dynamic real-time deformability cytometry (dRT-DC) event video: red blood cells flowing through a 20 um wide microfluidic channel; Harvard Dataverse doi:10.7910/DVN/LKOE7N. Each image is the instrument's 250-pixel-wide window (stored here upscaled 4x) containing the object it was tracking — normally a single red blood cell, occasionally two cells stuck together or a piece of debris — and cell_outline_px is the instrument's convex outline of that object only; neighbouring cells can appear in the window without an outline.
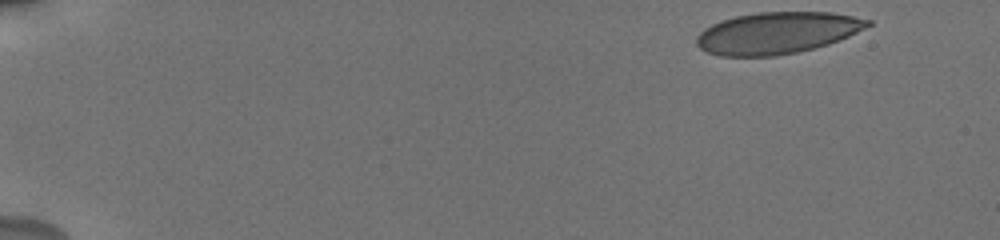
{"species": "human", "species_latin": "Homo sapiens", "temperature_condition": "cold", "stored_images_in_passage": 31, "camera_frame_rate_fps": 3000, "um_per_image_px": 0.085, "donor": {"sex": "male"}, "frame": {"image": 1, "passage_image": 1, "time_ms": 0.0, "image_size_px": [1000, 240], "cell_outline_px": [[872, 24], [848, 36], [828, 44], [796, 52], [776, 56], [720, 56], [708, 52], [700, 48], [696, 44], [696, 36], [704, 28], [720, 20], [736, 16], [756, 12], [832, 12], [872, 20]], "centroid_in_image_um": [66.02, 2.79], "position_along_channel_um": 19.0, "area_um2": 41.5}}
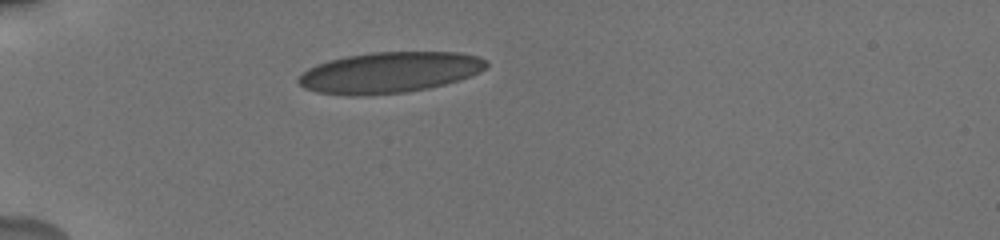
{"frame": {"image": 2, "passage_image": 26, "time_ms": 4.0, "image_size_px": [1000, 240], "cell_outline_px": [[488, 64], [480, 72], [460, 80], [428, 88], [408, 92], [364, 96], [348, 96], [316, 92], [304, 88], [296, 80], [308, 68], [328, 60], [344, 56], [372, 52], [460, 52], [480, 56], [488, 60]], "centroid_in_image_um": [33.11, 6.16], "position_along_channel_um": 51.9, "area_um2": 45.2}}